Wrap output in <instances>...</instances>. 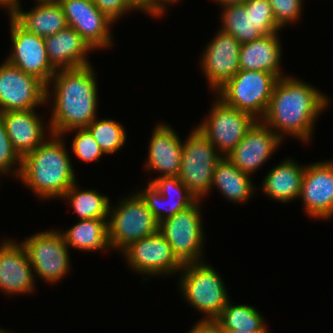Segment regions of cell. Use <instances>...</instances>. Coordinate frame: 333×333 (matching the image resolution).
<instances>
[{
	"instance_id": "6da1fadb",
	"label": "cell",
	"mask_w": 333,
	"mask_h": 333,
	"mask_svg": "<svg viewBox=\"0 0 333 333\" xmlns=\"http://www.w3.org/2000/svg\"><path fill=\"white\" fill-rule=\"evenodd\" d=\"M329 100L311 83L287 75L275 83L261 121L281 140L288 134L306 144L311 141L315 122L328 108Z\"/></svg>"
},
{
	"instance_id": "7a4b0ae2",
	"label": "cell",
	"mask_w": 333,
	"mask_h": 333,
	"mask_svg": "<svg viewBox=\"0 0 333 333\" xmlns=\"http://www.w3.org/2000/svg\"><path fill=\"white\" fill-rule=\"evenodd\" d=\"M93 70L92 65L58 70L47 84V104L53 102L48 123L53 134L87 127L97 118L98 87Z\"/></svg>"
},
{
	"instance_id": "3957f363",
	"label": "cell",
	"mask_w": 333,
	"mask_h": 333,
	"mask_svg": "<svg viewBox=\"0 0 333 333\" xmlns=\"http://www.w3.org/2000/svg\"><path fill=\"white\" fill-rule=\"evenodd\" d=\"M63 135L49 138L22 158L17 179L40 199H58L75 183L76 175Z\"/></svg>"
},
{
	"instance_id": "277c9868",
	"label": "cell",
	"mask_w": 333,
	"mask_h": 333,
	"mask_svg": "<svg viewBox=\"0 0 333 333\" xmlns=\"http://www.w3.org/2000/svg\"><path fill=\"white\" fill-rule=\"evenodd\" d=\"M181 272L178 285L186 302L204 319H216L230 300L220 274L205 261L183 264Z\"/></svg>"
},
{
	"instance_id": "5b68a950",
	"label": "cell",
	"mask_w": 333,
	"mask_h": 333,
	"mask_svg": "<svg viewBox=\"0 0 333 333\" xmlns=\"http://www.w3.org/2000/svg\"><path fill=\"white\" fill-rule=\"evenodd\" d=\"M120 199L118 205L110 203L108 214V243L110 249L122 252L136 240L159 232L160 223L147 208L138 193Z\"/></svg>"
},
{
	"instance_id": "8992f818",
	"label": "cell",
	"mask_w": 333,
	"mask_h": 333,
	"mask_svg": "<svg viewBox=\"0 0 333 333\" xmlns=\"http://www.w3.org/2000/svg\"><path fill=\"white\" fill-rule=\"evenodd\" d=\"M277 80L269 72L239 70L215 95L226 105L261 120L267 111Z\"/></svg>"
},
{
	"instance_id": "52a82bcc",
	"label": "cell",
	"mask_w": 333,
	"mask_h": 333,
	"mask_svg": "<svg viewBox=\"0 0 333 333\" xmlns=\"http://www.w3.org/2000/svg\"><path fill=\"white\" fill-rule=\"evenodd\" d=\"M222 157L197 128L183 141L178 177L198 200H202L211 191L214 168Z\"/></svg>"
},
{
	"instance_id": "ba28073f",
	"label": "cell",
	"mask_w": 333,
	"mask_h": 333,
	"mask_svg": "<svg viewBox=\"0 0 333 333\" xmlns=\"http://www.w3.org/2000/svg\"><path fill=\"white\" fill-rule=\"evenodd\" d=\"M201 202L202 200H197L189 208L162 221L159 226V232L182 264L203 261L206 239L202 226Z\"/></svg>"
},
{
	"instance_id": "9c48e42d",
	"label": "cell",
	"mask_w": 333,
	"mask_h": 333,
	"mask_svg": "<svg viewBox=\"0 0 333 333\" xmlns=\"http://www.w3.org/2000/svg\"><path fill=\"white\" fill-rule=\"evenodd\" d=\"M204 120L196 128L227 157L257 121L249 113L226 105L215 98Z\"/></svg>"
},
{
	"instance_id": "30bf717a",
	"label": "cell",
	"mask_w": 333,
	"mask_h": 333,
	"mask_svg": "<svg viewBox=\"0 0 333 333\" xmlns=\"http://www.w3.org/2000/svg\"><path fill=\"white\" fill-rule=\"evenodd\" d=\"M34 273L47 283H58L71 268L69 247L60 230L36 233L22 242Z\"/></svg>"
},
{
	"instance_id": "8fae6325",
	"label": "cell",
	"mask_w": 333,
	"mask_h": 333,
	"mask_svg": "<svg viewBox=\"0 0 333 333\" xmlns=\"http://www.w3.org/2000/svg\"><path fill=\"white\" fill-rule=\"evenodd\" d=\"M0 65V113L35 109L47 104V85L36 76L12 66Z\"/></svg>"
},
{
	"instance_id": "7c38bea8",
	"label": "cell",
	"mask_w": 333,
	"mask_h": 333,
	"mask_svg": "<svg viewBox=\"0 0 333 333\" xmlns=\"http://www.w3.org/2000/svg\"><path fill=\"white\" fill-rule=\"evenodd\" d=\"M122 256L134 272L145 276H170L183 267L160 232L131 243L122 251Z\"/></svg>"
},
{
	"instance_id": "4fadbf2b",
	"label": "cell",
	"mask_w": 333,
	"mask_h": 333,
	"mask_svg": "<svg viewBox=\"0 0 333 333\" xmlns=\"http://www.w3.org/2000/svg\"><path fill=\"white\" fill-rule=\"evenodd\" d=\"M9 19L12 50L5 60L47 85L56 70L48 59L44 38L28 32L13 17Z\"/></svg>"
},
{
	"instance_id": "5bb4252c",
	"label": "cell",
	"mask_w": 333,
	"mask_h": 333,
	"mask_svg": "<svg viewBox=\"0 0 333 333\" xmlns=\"http://www.w3.org/2000/svg\"><path fill=\"white\" fill-rule=\"evenodd\" d=\"M68 27L76 30L93 50L111 48L110 34L115 22L101 12L93 0H59ZM110 28V29H109Z\"/></svg>"
},
{
	"instance_id": "9a60e30c",
	"label": "cell",
	"mask_w": 333,
	"mask_h": 333,
	"mask_svg": "<svg viewBox=\"0 0 333 333\" xmlns=\"http://www.w3.org/2000/svg\"><path fill=\"white\" fill-rule=\"evenodd\" d=\"M206 45L200 57V68L209 88L216 93L240 70L241 43L232 35L219 29L215 37Z\"/></svg>"
},
{
	"instance_id": "2e32d148",
	"label": "cell",
	"mask_w": 333,
	"mask_h": 333,
	"mask_svg": "<svg viewBox=\"0 0 333 333\" xmlns=\"http://www.w3.org/2000/svg\"><path fill=\"white\" fill-rule=\"evenodd\" d=\"M307 216L330 220L333 217V160L305 166L299 199Z\"/></svg>"
},
{
	"instance_id": "e0dca14e",
	"label": "cell",
	"mask_w": 333,
	"mask_h": 333,
	"mask_svg": "<svg viewBox=\"0 0 333 333\" xmlns=\"http://www.w3.org/2000/svg\"><path fill=\"white\" fill-rule=\"evenodd\" d=\"M282 140L261 120H257L227 158L251 176L282 144Z\"/></svg>"
},
{
	"instance_id": "ac0fdd59",
	"label": "cell",
	"mask_w": 333,
	"mask_h": 333,
	"mask_svg": "<svg viewBox=\"0 0 333 333\" xmlns=\"http://www.w3.org/2000/svg\"><path fill=\"white\" fill-rule=\"evenodd\" d=\"M35 276L23 244L5 238L0 244V291L12 296L32 293Z\"/></svg>"
},
{
	"instance_id": "d6986e66",
	"label": "cell",
	"mask_w": 333,
	"mask_h": 333,
	"mask_svg": "<svg viewBox=\"0 0 333 333\" xmlns=\"http://www.w3.org/2000/svg\"><path fill=\"white\" fill-rule=\"evenodd\" d=\"M0 118L14 150L21 158L35 150L52 133L50 126L46 127L36 109L2 112Z\"/></svg>"
},
{
	"instance_id": "ffe728a7",
	"label": "cell",
	"mask_w": 333,
	"mask_h": 333,
	"mask_svg": "<svg viewBox=\"0 0 333 333\" xmlns=\"http://www.w3.org/2000/svg\"><path fill=\"white\" fill-rule=\"evenodd\" d=\"M182 146L183 142L171 126L156 124L149 141L146 169L159 172L158 177L178 176Z\"/></svg>"
},
{
	"instance_id": "44dd1931",
	"label": "cell",
	"mask_w": 333,
	"mask_h": 333,
	"mask_svg": "<svg viewBox=\"0 0 333 333\" xmlns=\"http://www.w3.org/2000/svg\"><path fill=\"white\" fill-rule=\"evenodd\" d=\"M44 42L50 64L56 71L92 65L88 53L93 49L71 27L45 37Z\"/></svg>"
},
{
	"instance_id": "7402d4cb",
	"label": "cell",
	"mask_w": 333,
	"mask_h": 333,
	"mask_svg": "<svg viewBox=\"0 0 333 333\" xmlns=\"http://www.w3.org/2000/svg\"><path fill=\"white\" fill-rule=\"evenodd\" d=\"M277 33L263 35L260 39L243 43L240 47V70H257L285 77L281 68L282 47Z\"/></svg>"
},
{
	"instance_id": "603a6c76",
	"label": "cell",
	"mask_w": 333,
	"mask_h": 333,
	"mask_svg": "<svg viewBox=\"0 0 333 333\" xmlns=\"http://www.w3.org/2000/svg\"><path fill=\"white\" fill-rule=\"evenodd\" d=\"M305 166L286 158L266 174L260 186L263 193L280 203H289L300 196Z\"/></svg>"
},
{
	"instance_id": "cb8c5ba5",
	"label": "cell",
	"mask_w": 333,
	"mask_h": 333,
	"mask_svg": "<svg viewBox=\"0 0 333 333\" xmlns=\"http://www.w3.org/2000/svg\"><path fill=\"white\" fill-rule=\"evenodd\" d=\"M13 18L28 32L43 38L68 27L63 8L59 2L35 4L28 11L21 8Z\"/></svg>"
},
{
	"instance_id": "d4e9b609",
	"label": "cell",
	"mask_w": 333,
	"mask_h": 333,
	"mask_svg": "<svg viewBox=\"0 0 333 333\" xmlns=\"http://www.w3.org/2000/svg\"><path fill=\"white\" fill-rule=\"evenodd\" d=\"M250 177L223 156L215 165L211 190L214 186L229 201L245 203L256 189Z\"/></svg>"
},
{
	"instance_id": "484cf974",
	"label": "cell",
	"mask_w": 333,
	"mask_h": 333,
	"mask_svg": "<svg viewBox=\"0 0 333 333\" xmlns=\"http://www.w3.org/2000/svg\"><path fill=\"white\" fill-rule=\"evenodd\" d=\"M107 221L108 219H82L65 232H60L68 247L85 252L110 251Z\"/></svg>"
},
{
	"instance_id": "4316f807",
	"label": "cell",
	"mask_w": 333,
	"mask_h": 333,
	"mask_svg": "<svg viewBox=\"0 0 333 333\" xmlns=\"http://www.w3.org/2000/svg\"><path fill=\"white\" fill-rule=\"evenodd\" d=\"M61 198L69 202L80 220L108 219L110 198L98 190H81L75 182Z\"/></svg>"
},
{
	"instance_id": "83f0119b",
	"label": "cell",
	"mask_w": 333,
	"mask_h": 333,
	"mask_svg": "<svg viewBox=\"0 0 333 333\" xmlns=\"http://www.w3.org/2000/svg\"><path fill=\"white\" fill-rule=\"evenodd\" d=\"M222 7L220 29L232 35L241 44L260 39L263 34L255 28L250 10L243 3L229 4Z\"/></svg>"
},
{
	"instance_id": "f1b7e54d",
	"label": "cell",
	"mask_w": 333,
	"mask_h": 333,
	"mask_svg": "<svg viewBox=\"0 0 333 333\" xmlns=\"http://www.w3.org/2000/svg\"><path fill=\"white\" fill-rule=\"evenodd\" d=\"M230 302L229 300L220 315L216 318L223 329H237L250 332L261 330L267 325L265 324L264 317L253 306L247 304L235 305L233 302Z\"/></svg>"
},
{
	"instance_id": "f546056e",
	"label": "cell",
	"mask_w": 333,
	"mask_h": 333,
	"mask_svg": "<svg viewBox=\"0 0 333 333\" xmlns=\"http://www.w3.org/2000/svg\"><path fill=\"white\" fill-rule=\"evenodd\" d=\"M98 117L86 128L106 155H112L125 145L126 131L120 122L112 119H99Z\"/></svg>"
},
{
	"instance_id": "4dcf8cb0",
	"label": "cell",
	"mask_w": 333,
	"mask_h": 333,
	"mask_svg": "<svg viewBox=\"0 0 333 333\" xmlns=\"http://www.w3.org/2000/svg\"><path fill=\"white\" fill-rule=\"evenodd\" d=\"M137 193L144 200L147 208L153 213L159 223L189 208L197 201L166 198L162 196L151 183H147V186Z\"/></svg>"
},
{
	"instance_id": "1f68e13d",
	"label": "cell",
	"mask_w": 333,
	"mask_h": 333,
	"mask_svg": "<svg viewBox=\"0 0 333 333\" xmlns=\"http://www.w3.org/2000/svg\"><path fill=\"white\" fill-rule=\"evenodd\" d=\"M73 131L76 133L71 146L73 154L83 162L90 163L99 161L104 153L90 131L86 127L74 128L66 131L63 137H65L66 133Z\"/></svg>"
},
{
	"instance_id": "d6a6232c",
	"label": "cell",
	"mask_w": 333,
	"mask_h": 333,
	"mask_svg": "<svg viewBox=\"0 0 333 333\" xmlns=\"http://www.w3.org/2000/svg\"><path fill=\"white\" fill-rule=\"evenodd\" d=\"M243 4L246 10H250L253 25L263 35H271L281 30L276 23L268 0H247Z\"/></svg>"
},
{
	"instance_id": "836d02e7",
	"label": "cell",
	"mask_w": 333,
	"mask_h": 333,
	"mask_svg": "<svg viewBox=\"0 0 333 333\" xmlns=\"http://www.w3.org/2000/svg\"><path fill=\"white\" fill-rule=\"evenodd\" d=\"M21 163L22 158L14 150L4 122L0 118V171L5 175L14 174L13 176L17 179L21 171Z\"/></svg>"
},
{
	"instance_id": "e575fe53",
	"label": "cell",
	"mask_w": 333,
	"mask_h": 333,
	"mask_svg": "<svg viewBox=\"0 0 333 333\" xmlns=\"http://www.w3.org/2000/svg\"><path fill=\"white\" fill-rule=\"evenodd\" d=\"M151 183L164 197L173 200H198L182 183L178 176L157 177Z\"/></svg>"
},
{
	"instance_id": "d590c367",
	"label": "cell",
	"mask_w": 333,
	"mask_h": 333,
	"mask_svg": "<svg viewBox=\"0 0 333 333\" xmlns=\"http://www.w3.org/2000/svg\"><path fill=\"white\" fill-rule=\"evenodd\" d=\"M277 25L282 29L287 24L299 20L302 15L303 0H268Z\"/></svg>"
},
{
	"instance_id": "8d00e7d4",
	"label": "cell",
	"mask_w": 333,
	"mask_h": 333,
	"mask_svg": "<svg viewBox=\"0 0 333 333\" xmlns=\"http://www.w3.org/2000/svg\"><path fill=\"white\" fill-rule=\"evenodd\" d=\"M97 8L116 22L128 12L135 10L127 0H93Z\"/></svg>"
},
{
	"instance_id": "74e56055",
	"label": "cell",
	"mask_w": 333,
	"mask_h": 333,
	"mask_svg": "<svg viewBox=\"0 0 333 333\" xmlns=\"http://www.w3.org/2000/svg\"><path fill=\"white\" fill-rule=\"evenodd\" d=\"M137 11L148 13L153 17H162L165 14L166 6L170 4L167 0H127Z\"/></svg>"
},
{
	"instance_id": "f35d334b",
	"label": "cell",
	"mask_w": 333,
	"mask_h": 333,
	"mask_svg": "<svg viewBox=\"0 0 333 333\" xmlns=\"http://www.w3.org/2000/svg\"><path fill=\"white\" fill-rule=\"evenodd\" d=\"M188 333H223L221 324L216 319L199 320Z\"/></svg>"
},
{
	"instance_id": "ab89813d",
	"label": "cell",
	"mask_w": 333,
	"mask_h": 333,
	"mask_svg": "<svg viewBox=\"0 0 333 333\" xmlns=\"http://www.w3.org/2000/svg\"><path fill=\"white\" fill-rule=\"evenodd\" d=\"M20 0H0V7L8 11V17H13L20 9Z\"/></svg>"
},
{
	"instance_id": "60d3db41",
	"label": "cell",
	"mask_w": 333,
	"mask_h": 333,
	"mask_svg": "<svg viewBox=\"0 0 333 333\" xmlns=\"http://www.w3.org/2000/svg\"><path fill=\"white\" fill-rule=\"evenodd\" d=\"M265 325L261 330L258 331H243V330H237V329H223V333H270Z\"/></svg>"
},
{
	"instance_id": "b9f144b4",
	"label": "cell",
	"mask_w": 333,
	"mask_h": 333,
	"mask_svg": "<svg viewBox=\"0 0 333 333\" xmlns=\"http://www.w3.org/2000/svg\"><path fill=\"white\" fill-rule=\"evenodd\" d=\"M218 4L221 6L229 5V4H235V3H243L247 0H215Z\"/></svg>"
},
{
	"instance_id": "7bdbcfd3",
	"label": "cell",
	"mask_w": 333,
	"mask_h": 333,
	"mask_svg": "<svg viewBox=\"0 0 333 333\" xmlns=\"http://www.w3.org/2000/svg\"><path fill=\"white\" fill-rule=\"evenodd\" d=\"M35 1V0H33ZM59 0H36L35 3L37 4H42V3H55V2H58Z\"/></svg>"
},
{
	"instance_id": "ee69618b",
	"label": "cell",
	"mask_w": 333,
	"mask_h": 333,
	"mask_svg": "<svg viewBox=\"0 0 333 333\" xmlns=\"http://www.w3.org/2000/svg\"><path fill=\"white\" fill-rule=\"evenodd\" d=\"M0 333H11V332L7 331V330H3L2 328H0Z\"/></svg>"
},
{
	"instance_id": "f6af8a7d",
	"label": "cell",
	"mask_w": 333,
	"mask_h": 333,
	"mask_svg": "<svg viewBox=\"0 0 333 333\" xmlns=\"http://www.w3.org/2000/svg\"><path fill=\"white\" fill-rule=\"evenodd\" d=\"M170 4H173V3H175L176 4V2L178 1V0H167ZM180 1V0H179Z\"/></svg>"
}]
</instances>
